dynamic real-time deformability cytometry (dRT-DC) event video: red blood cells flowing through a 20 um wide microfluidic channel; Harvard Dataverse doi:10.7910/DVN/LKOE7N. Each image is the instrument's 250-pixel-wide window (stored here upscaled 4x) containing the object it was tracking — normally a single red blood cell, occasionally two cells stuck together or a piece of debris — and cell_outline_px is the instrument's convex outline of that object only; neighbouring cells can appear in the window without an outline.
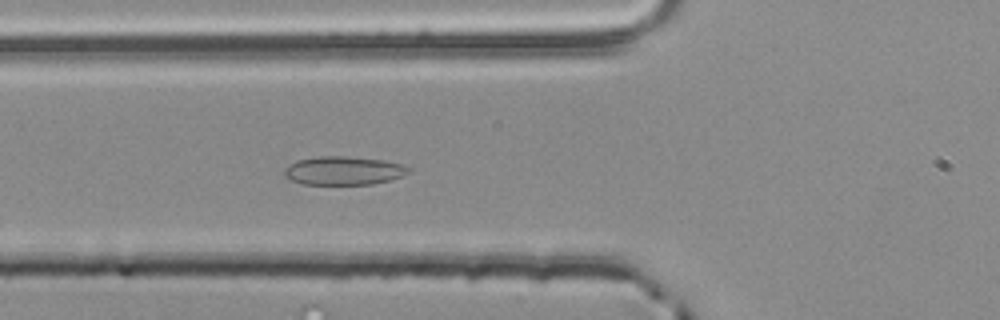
{"species": "common noctule bat (a hibernating species)", "species_latin": "Nyctalus noctula", "temperature_condition": "room temperature", "stored_images_in_passage": 54, "camera_frame_rate_fps": 3000, "um_per_image_px": 0.085, "animal": {"sex": "male", "body_mass_g": 20.4}, "frame": {"image": 1, "passage_image": 20, "time_ms": 6.333, "image_size_px": [1000, 320], "cell_outline_px": [[412, 172], [404, 176], [392, 180], [372, 184], [304, 184], [292, 180], [284, 176], [284, 168], [288, 164], [296, 160], [320, 156], [344, 156], [384, 160], [404, 164], [412, 168]], "centroid_in_image_um": [29.26, 14.5], "position_along_channel_um": 96.5, "area_um2": 20.98}}
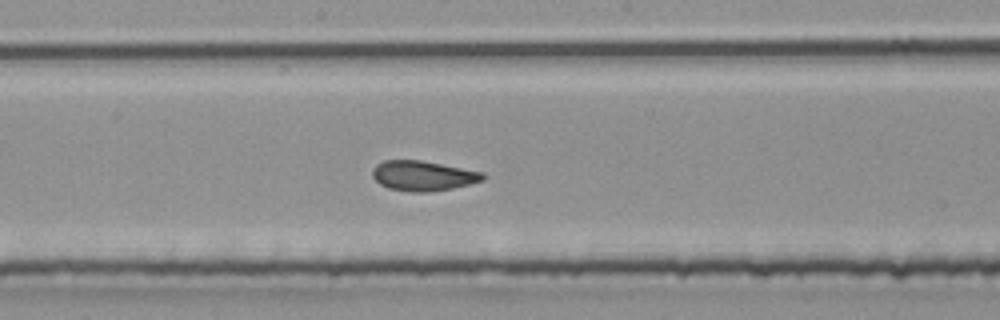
{"frame": {"image": 2, "passage_image": 29, "time_ms": 9.333, "image_size_px": [1000, 320], "cell_outline_px": [[488, 176], [484, 180], [452, 188], [428, 192], [412, 192], [388, 188], [380, 184], [372, 176], [372, 168], [376, 164], [384, 160], [420, 160], [484, 172]], "centroid_in_image_um": [35.96, 14.93], "position_along_channel_um": 212.2, "area_um2": 19.36}}
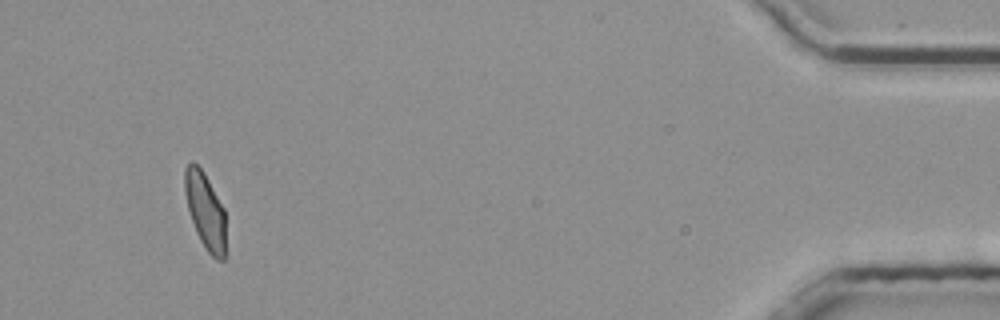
{"frame": {"image": 3, "passage_image": 51, "time_ms": 16.667, "image_size_px": [1000, 320], "cell_outline_px": [[224, 260], [216, 260], [208, 252], [200, 240], [196, 232], [188, 208], [184, 192], [184, 168], [192, 160], [204, 172], [224, 208]], "centroid_in_image_um": [17.42, 17.87], "position_along_channel_um": 417.8, "area_um2": 18.03}, "authors_computed_cell_mechanics": {"area_um2": 19.5075, "velocity_mm_per_s": 3.8422, "shape_relaxation_time_tau1_ms": null, "shape_relaxation_time_tau2_ms": 1.1318, "deformation_change_tau1": null, "deformation_change_tau2": 0.0711}}